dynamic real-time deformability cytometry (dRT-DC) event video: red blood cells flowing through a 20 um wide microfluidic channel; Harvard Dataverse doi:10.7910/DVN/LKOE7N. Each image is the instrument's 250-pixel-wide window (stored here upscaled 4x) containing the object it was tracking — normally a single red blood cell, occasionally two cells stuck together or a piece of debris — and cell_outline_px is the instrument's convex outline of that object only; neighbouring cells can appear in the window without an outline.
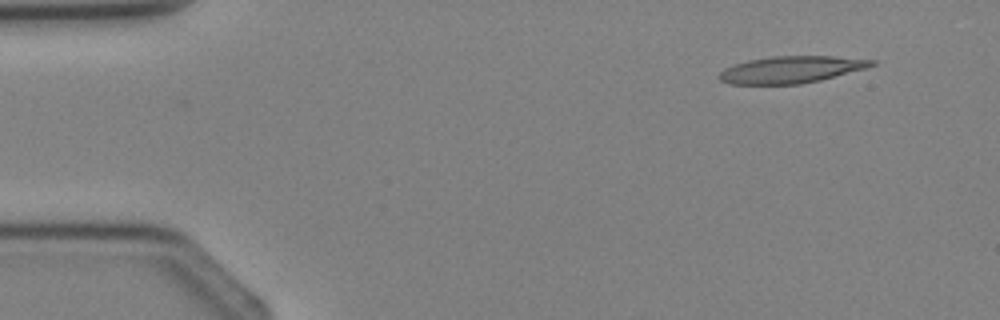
{"species": "Egyptian fruit bat (a non-hibernating species)", "species_latin": "Rousettus aegyptiacus", "temperature_condition": "cold", "stored_images_in_passage": 2, "camera_frame_rate_fps": 3000, "um_per_image_px": 0.085, "animal": {"sex": "female"}, "frame": {"image": 1, "passage_image": 2, "time_ms": 1.0, "image_size_px": [1000, 320], "cell_outline_px": [[876, 64], [864, 68], [820, 80], [800, 84], [728, 84], [720, 80], [720, 72], [724, 68], [732, 64], [748, 60], [772, 56], [836, 56], [876, 60]], "centroid_in_image_um": [67.21, 5.91], "position_along_channel_um": 17.8, "area_um2": 23.81}}